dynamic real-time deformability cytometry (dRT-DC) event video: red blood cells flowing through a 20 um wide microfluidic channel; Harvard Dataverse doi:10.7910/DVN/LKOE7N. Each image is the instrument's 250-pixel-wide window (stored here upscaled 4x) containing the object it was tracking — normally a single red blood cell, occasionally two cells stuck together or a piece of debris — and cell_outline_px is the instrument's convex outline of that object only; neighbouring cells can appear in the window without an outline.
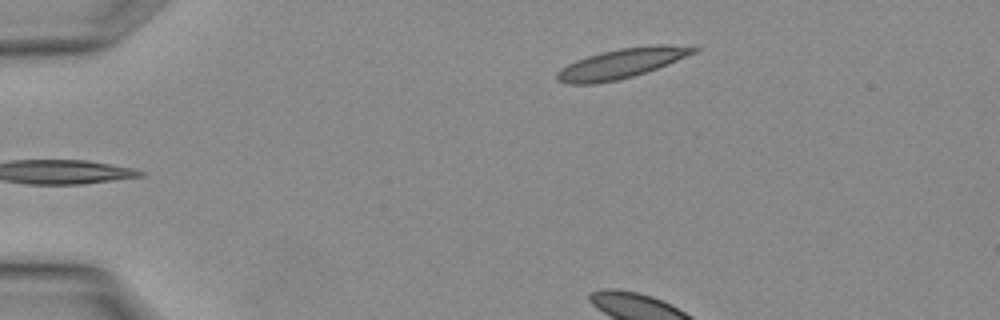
{"species": "Egyptian fruit bat (a non-hibernating species)", "species_latin": "Rousettus aegyptiacus", "temperature_condition": "warm", "stored_images_in_passage": 3, "camera_frame_rate_fps": 3000, "um_per_image_px": 0.085, "animal": {"sex": "female"}, "frame": {"image": 1, "passage_image": 3, "time_ms": 0.667, "image_size_px": [1000, 320], "cell_outline_px": [[700, 48], [696, 52], [668, 64], [632, 76], [616, 80], [596, 84], [568, 84], [556, 80], [556, 72], [560, 68], [576, 60], [588, 56], [620, 48], [656, 44], [664, 44]], "centroid_in_image_um": [52.79, 5.39], "position_along_channel_um": 32.2, "area_um2": 23.41}}